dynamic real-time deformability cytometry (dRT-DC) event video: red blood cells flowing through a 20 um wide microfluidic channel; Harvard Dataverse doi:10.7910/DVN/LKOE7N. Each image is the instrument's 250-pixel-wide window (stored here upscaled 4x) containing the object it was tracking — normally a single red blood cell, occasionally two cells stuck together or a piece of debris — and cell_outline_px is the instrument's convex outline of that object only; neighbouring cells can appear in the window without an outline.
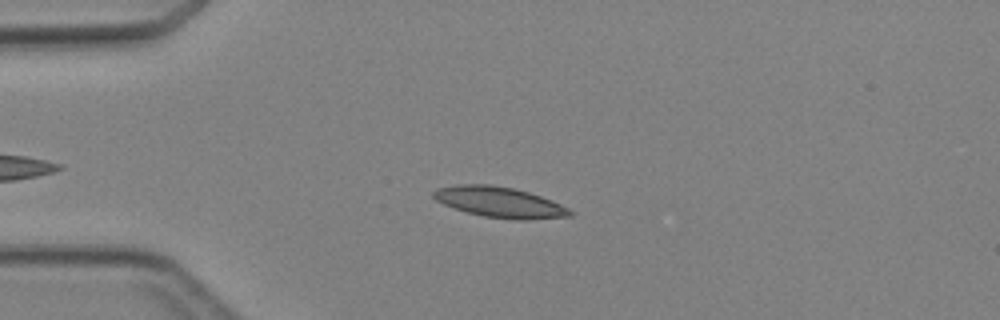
{"species": "Egyptian fruit bat (a non-hibernating species)", "species_latin": "Rousettus aegyptiacus", "temperature_condition": "cold", "stored_images_in_passage": 5, "camera_frame_rate_fps": 3000, "um_per_image_px": 0.085, "animal": {"sex": "female"}, "frame": {"image": 1, "passage_image": 3, "time_ms": 2.333, "image_size_px": [1000, 320], "cell_outline_px": [[572, 216], [524, 220], [512, 220], [484, 216], [468, 212], [444, 204], [436, 200], [432, 196], [432, 192], [436, 188], [456, 184], [492, 184], [512, 188], [528, 192], [552, 200], [568, 208], [572, 212]], "centroid_in_image_um": [42.45, 17.18], "position_along_channel_um": 42.5, "area_um2": 24.28}}
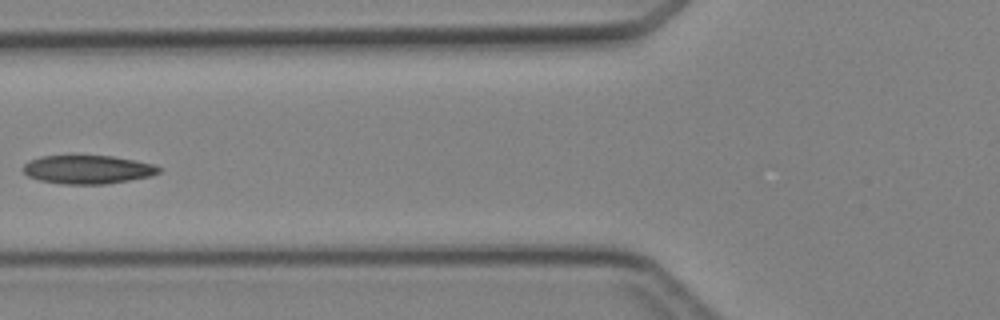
{"frame": {"image": 2, "passage_image": 5, "time_ms": 4.667, "image_size_px": [1000, 320], "cell_outline_px": [[164, 168], [160, 172], [152, 176], [104, 184], [64, 184], [40, 180], [28, 176], [20, 168], [28, 160], [40, 156], [72, 152], [76, 152], [112, 156], [136, 160], [152, 164]], "centroid_in_image_um": [7.4, 14.34], "position_along_channel_um": 118.4, "area_um2": 23.76}}